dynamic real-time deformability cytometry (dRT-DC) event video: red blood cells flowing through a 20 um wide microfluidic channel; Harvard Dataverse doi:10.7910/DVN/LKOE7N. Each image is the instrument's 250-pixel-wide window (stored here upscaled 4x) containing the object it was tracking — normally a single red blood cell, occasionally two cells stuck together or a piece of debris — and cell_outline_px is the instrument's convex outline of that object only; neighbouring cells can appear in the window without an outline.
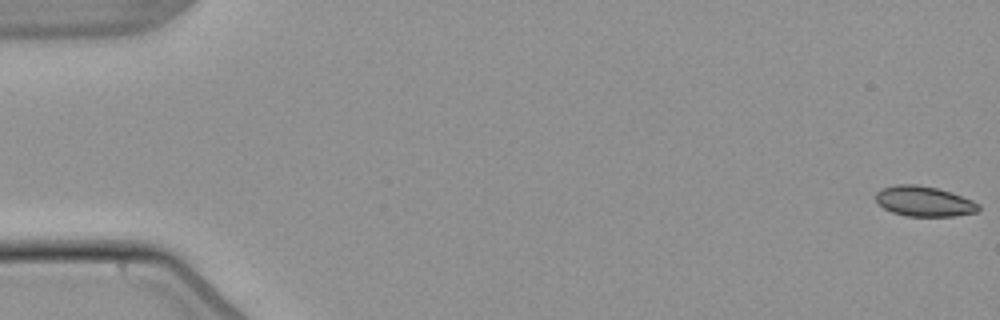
{"species": "common noctule bat (a hibernating species)", "species_latin": "Nyctalus noctula", "temperature_condition": "warm", "stored_images_in_passage": 54, "camera_frame_rate_fps": 3000, "um_per_image_px": 0.085, "animal": {"sex": "male", "body_mass_g": 21.5, "forearm_length_mm": 52.0}, "frame": {"image": 1, "passage_image": 1, "time_ms": 0.0, "image_size_px": [1000, 320], "cell_outline_px": [[980, 208], [976, 212], [956, 216], [908, 216], [892, 212], [876, 204], [876, 192], [880, 188], [896, 184], [916, 184], [936, 188], [952, 192], [972, 200], [980, 204]], "centroid_in_image_um": [78.53, 17.1], "position_along_channel_um": 6.5, "area_um2": 18.26}}
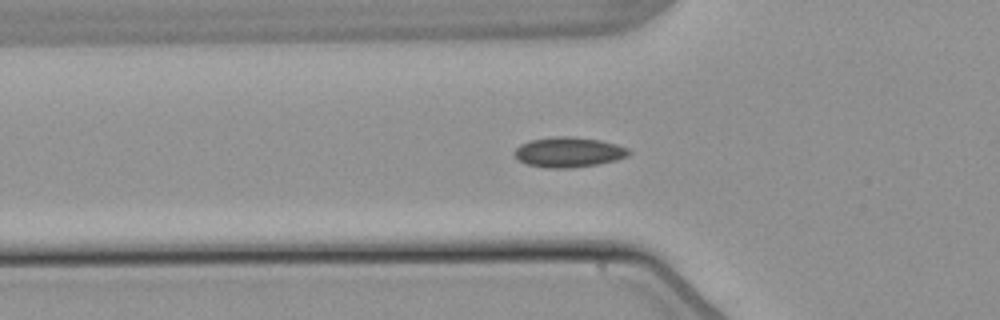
{"frame": {"image": 2, "passage_image": 19, "time_ms": 6.0, "image_size_px": [1000, 320], "cell_outline_px": [[632, 152], [628, 156], [616, 160], [600, 164], [572, 168], [548, 168], [528, 164], [520, 160], [516, 156], [516, 148], [520, 144], [532, 140], [552, 136], [572, 136], [600, 140], [616, 144], [628, 148]], "centroid_in_image_um": [48.39, 12.93], "position_along_channel_um": 77.4, "area_um2": 20.06}}
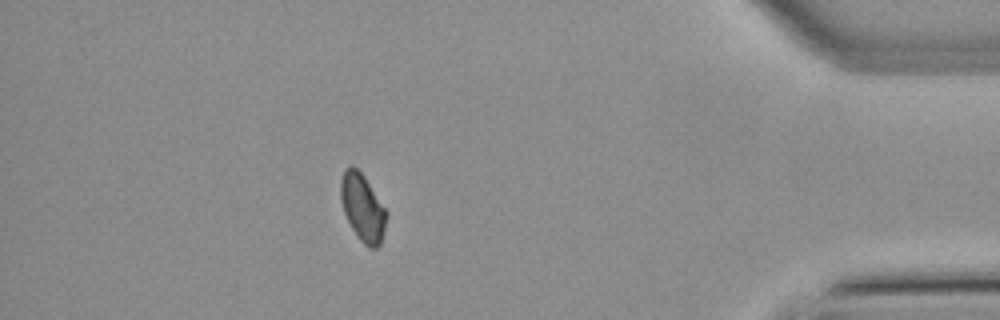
{"frame": {"image": 3, "passage_image": 48, "time_ms": 15.667, "image_size_px": [1000, 320], "cell_outline_px": [[388, 216], [384, 232], [380, 244], [376, 248], [368, 248], [360, 240], [352, 228], [344, 212], [340, 200], [340, 180], [344, 172], [352, 164], [364, 176], [388, 212]], "centroid_in_image_um": [30.84, 17.66], "position_along_channel_um": 404.4, "area_um2": 17.92}}